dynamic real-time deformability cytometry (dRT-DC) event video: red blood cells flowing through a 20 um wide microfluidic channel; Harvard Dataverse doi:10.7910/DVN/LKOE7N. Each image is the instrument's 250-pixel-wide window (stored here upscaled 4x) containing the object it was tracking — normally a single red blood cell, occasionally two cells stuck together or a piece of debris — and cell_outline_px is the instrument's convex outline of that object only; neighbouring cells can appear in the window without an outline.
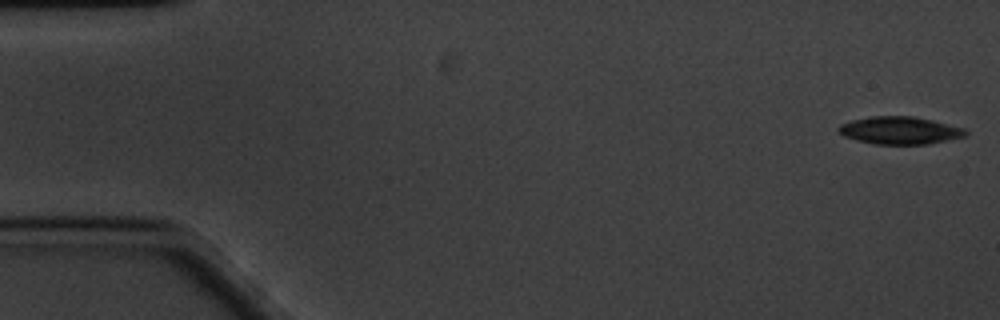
{"species": "common noctule bat (a hibernating species)", "species_latin": "Nyctalus noctula", "temperature_condition": "cold", "stored_images_in_passage": 60, "camera_frame_rate_fps": 3000, "um_per_image_px": 0.085, "animal": {"sex": "male", "body_mass_g": 20.1, "forearm_length_mm": 53.5}, "frame": {"image": 1, "passage_image": 1, "time_ms": 0.0, "image_size_px": [1000, 320], "cell_outline_px": [[968, 136], [928, 144], [876, 144], [856, 140], [844, 136], [836, 128], [840, 124], [852, 120], [872, 116], [912, 116], [932, 120], [964, 128], [968, 132]], "centroid_in_image_um": [76.5, 11.09], "position_along_channel_um": 8.5, "area_um2": 20.4}}
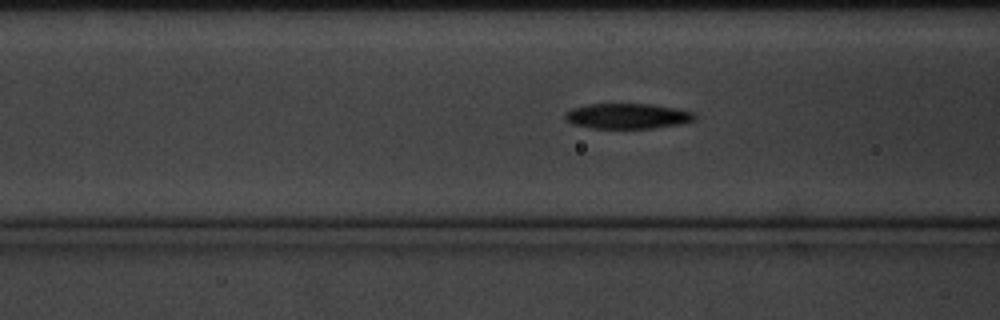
{"frame": {"image": 2, "passage_image": 22, "time_ms": 7.0, "image_size_px": [1000, 320], "cell_outline_px": [[696, 120], [680, 124], [652, 128], [592, 128], [576, 124], [568, 120], [564, 116], [564, 112], [572, 108], [588, 104], [652, 104], [692, 112], [696, 116]], "centroid_in_image_um": [53.33, 9.86], "position_along_channel_um": 113.3, "area_um2": 18.9}}
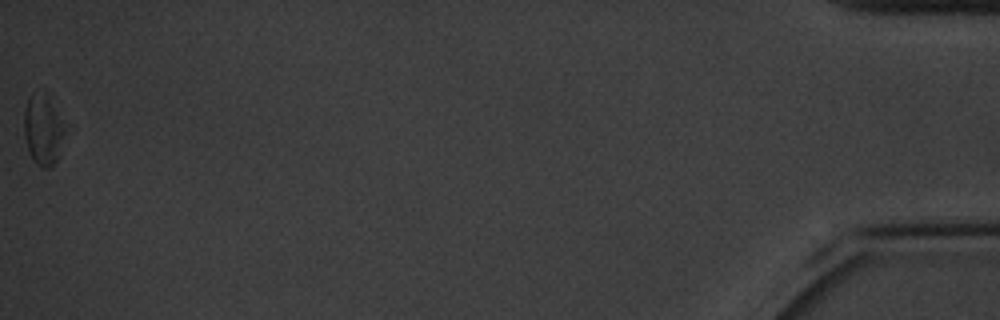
{"frame": {"image": 3, "passage_image": 60, "time_ms": 19.667, "image_size_px": [1000, 320], "cell_outline_px": [[64, 132], [56, 160], [48, 168], [40, 168], [32, 160], [24, 136], [24, 108], [28, 96], [32, 92], [44, 88], [64, 128]], "centroid_in_image_um": [3.59, 10.97], "position_along_channel_um": 431.6, "area_um2": 16.59}, "authors_computed_cell_mechanics": {"area_um2": 19.5364, "velocity_mm_per_s": 3.2917, "shape_relaxation_time_tau1_ms": 2.4038, "shape_relaxation_time_tau2_ms": 6.1046, "deformation_change_tau1": 0.1074, "deformation_change_tau2": 0.1613}}